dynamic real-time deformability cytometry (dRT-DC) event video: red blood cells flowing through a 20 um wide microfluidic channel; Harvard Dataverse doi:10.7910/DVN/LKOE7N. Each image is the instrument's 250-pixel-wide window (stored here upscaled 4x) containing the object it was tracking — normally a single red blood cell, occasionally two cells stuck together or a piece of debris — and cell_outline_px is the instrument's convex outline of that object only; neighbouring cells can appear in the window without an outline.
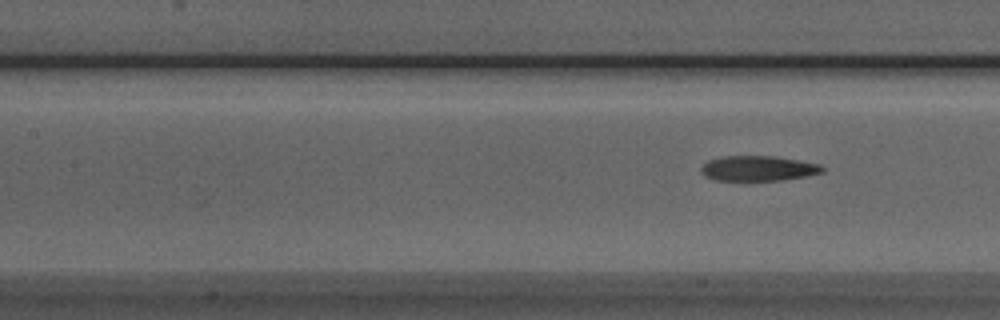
{"species": "Egyptian fruit bat (a non-hibernating species)", "species_latin": "Rousettus aegyptiacus", "temperature_condition": "room temperature", "stored_images_in_passage": 8, "segment_of_instrument_passage": [2, 2], "camera_frame_rate_fps": 3000, "um_per_image_px": 0.085, "animal": {"sex": "male"}, "frame": {"image": 1, "passage_image": 8, "time_ms": 9.0, "image_size_px": [1000, 320], "cell_outline_px": [[824, 172], [808, 176], [780, 180], [716, 180], [704, 176], [700, 172], [700, 168], [708, 160], [720, 156], [776, 156], [800, 160], [820, 164], [824, 168]], "centroid_in_image_um": [64.45, 14.3], "position_along_channel_um": 143.0, "area_um2": 17.92}}